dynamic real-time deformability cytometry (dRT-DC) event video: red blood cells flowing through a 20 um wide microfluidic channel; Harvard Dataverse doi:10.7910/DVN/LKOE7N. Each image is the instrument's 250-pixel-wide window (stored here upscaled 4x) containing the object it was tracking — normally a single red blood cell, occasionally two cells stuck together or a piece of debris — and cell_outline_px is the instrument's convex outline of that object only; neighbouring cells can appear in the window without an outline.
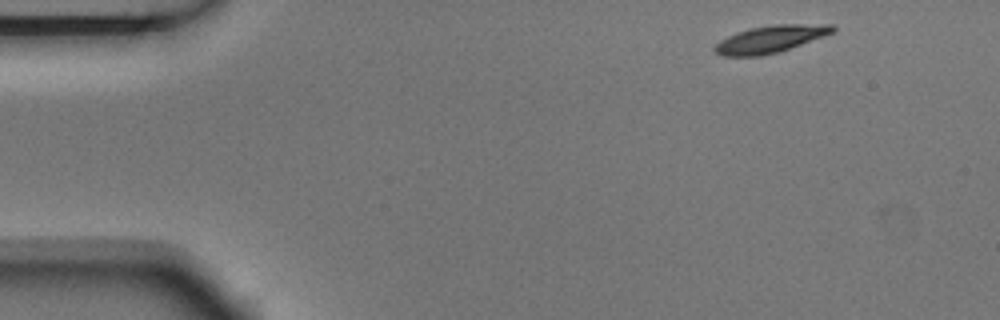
{"species": "Egyptian fruit bat (a non-hibernating species)", "species_latin": "Rousettus aegyptiacus", "temperature_condition": "room temperature", "stored_images_in_passage": 4, "camera_frame_rate_fps": 3000, "um_per_image_px": 0.085, "animal": {"sex": "male"}, "frame": {"image": 1, "passage_image": 1, "time_ms": 0.0, "image_size_px": [1000, 320], "cell_outline_px": [[836, 28], [832, 32], [780, 52], [760, 56], [724, 56], [716, 52], [712, 48], [720, 40], [736, 32], [748, 28], [772, 24], [836, 24]], "centroid_in_image_um": [65.46, 3.31], "position_along_channel_um": 19.5, "area_um2": 18.67}}
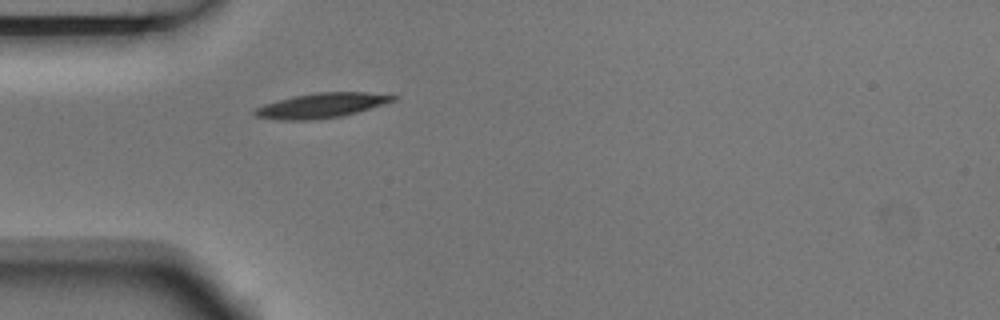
{"frame": {"image": 2, "passage_image": 4, "time_ms": 1.0, "image_size_px": [1000, 320], "cell_outline_px": [[400, 96], [396, 100], [384, 104], [344, 116], [312, 120], [280, 120], [256, 116], [252, 112], [252, 108], [276, 100], [292, 96], [316, 92], [364, 92]], "centroid_in_image_um": [27.3, 8.96], "position_along_channel_um": 57.7, "area_um2": 20.23}}